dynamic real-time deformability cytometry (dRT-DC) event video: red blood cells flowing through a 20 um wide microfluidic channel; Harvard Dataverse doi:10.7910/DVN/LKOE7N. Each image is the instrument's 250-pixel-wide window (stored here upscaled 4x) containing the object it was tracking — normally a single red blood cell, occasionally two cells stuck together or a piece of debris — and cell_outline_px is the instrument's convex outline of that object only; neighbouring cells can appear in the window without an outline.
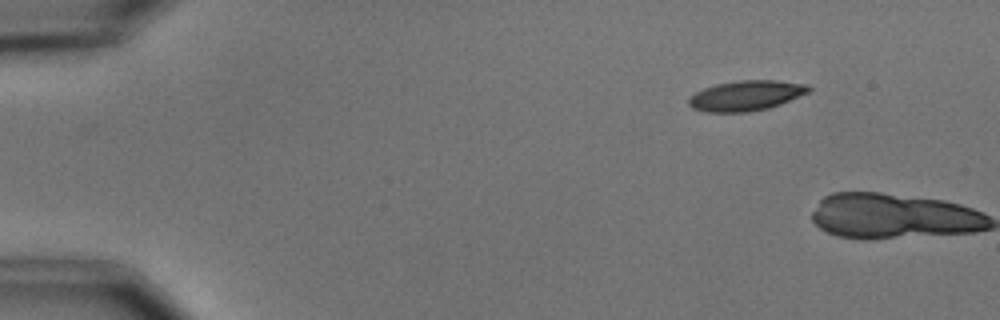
{"species": "common noctule bat (a hibernating species)", "species_latin": "Nyctalus noctula", "temperature_condition": "cold", "stored_images_in_passage": 2, "camera_frame_rate_fps": 3000, "um_per_image_px": 0.085, "animal": {"sex": "male", "body_mass_g": 15.6}, "frame": {"image": 1, "passage_image": 1, "time_ms": 0.0, "image_size_px": [1000, 320], "cell_outline_px": [[812, 88], [808, 92], [780, 104], [768, 108], [748, 112], [704, 112], [692, 108], [688, 104], [688, 96], [704, 88], [716, 84], [740, 80], [776, 80], [808, 84]], "centroid_in_image_um": [63.39, 8.12], "position_along_channel_um": 21.6, "area_um2": 21.15}}